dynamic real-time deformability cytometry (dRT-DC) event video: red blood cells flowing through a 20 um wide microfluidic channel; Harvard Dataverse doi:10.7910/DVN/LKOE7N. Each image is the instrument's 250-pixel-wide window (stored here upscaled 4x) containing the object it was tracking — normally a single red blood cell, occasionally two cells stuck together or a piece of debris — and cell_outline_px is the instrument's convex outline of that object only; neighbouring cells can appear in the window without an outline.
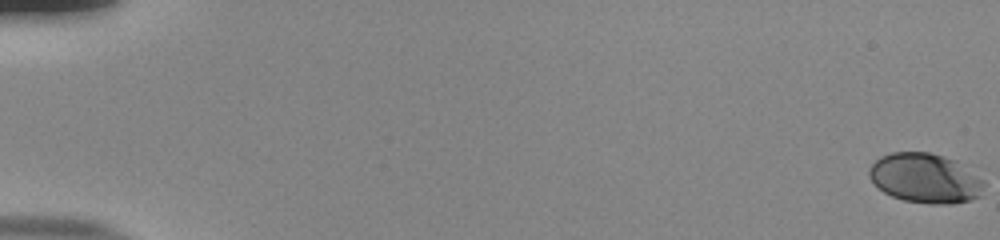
{"species": "human", "species_latin": "Homo sapiens", "temperature_condition": "room temperature", "stored_images_in_passage": 56, "camera_frame_rate_fps": 3000, "um_per_image_px": 0.085, "donor": {"sex": "male"}, "frame": {"image": 1, "passage_image": 1, "time_ms": 0.0, "image_size_px": [1000, 240], "cell_outline_px": [[984, 184], [980, 196], [968, 200], [952, 204], [932, 204], [904, 200], [892, 196], [884, 192], [868, 176], [868, 168], [880, 156], [892, 152], [928, 152], [944, 156], [956, 160], [984, 180]], "centroid_in_image_um": [78.64, 15.14], "position_along_channel_um": 6.4, "area_um2": 33.18}}
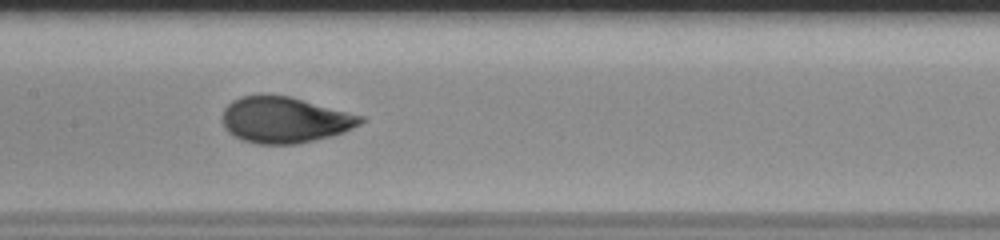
{"frame": {"image": 2, "passage_image": 30, "time_ms": 9.667, "image_size_px": [1000, 240], "cell_outline_px": [[368, 120], [344, 132], [332, 136], [296, 144], [256, 144], [240, 140], [232, 136], [224, 128], [224, 108], [232, 100], [240, 96], [288, 96], [364, 116]], "centroid_in_image_um": [24.21, 10.21], "position_along_channel_um": 183.2, "area_um2": 36.93}}
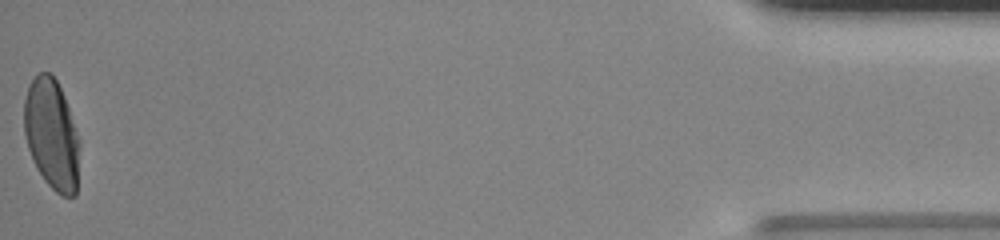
{"frame": {"image": 3, "passage_image": 56, "time_ms": 18.333, "image_size_px": [1000, 240], "cell_outline_px": [[76, 196], [60, 196], [44, 180], [36, 168], [32, 160], [28, 148], [24, 132], [24, 100], [28, 88], [32, 80], [40, 72], [48, 72], [56, 80], [64, 96], [68, 108], [76, 136]], "centroid_in_image_um": [4.32, 11.42], "position_along_channel_um": 430.9, "area_um2": 34.51}, "authors_computed_cell_mechanics": {"area_um2": 35.9805, "velocity_mm_per_s": 3.8428, "shape_relaxation_time_tau1_ms": 3.9358, "shape_relaxation_time_tau2_ms": null, "deformation_change_tau1": 0.178, "deformation_change_tau2": null}}